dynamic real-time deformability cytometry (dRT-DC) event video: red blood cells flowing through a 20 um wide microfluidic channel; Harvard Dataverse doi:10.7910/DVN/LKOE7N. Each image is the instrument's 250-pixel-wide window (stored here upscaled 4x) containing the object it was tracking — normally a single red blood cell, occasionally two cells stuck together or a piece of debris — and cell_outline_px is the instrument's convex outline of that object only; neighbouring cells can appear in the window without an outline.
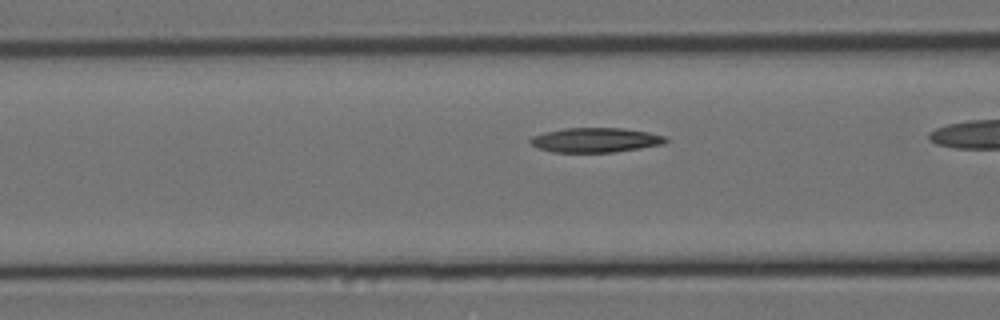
{"species": "Egyptian fruit bat (a non-hibernating species)", "species_latin": "Rousettus aegyptiacus", "temperature_condition": "cold", "stored_images_in_passage": 40, "camera_frame_rate_fps": 3000, "um_per_image_px": 0.085, "animal": {"sex": "female"}, "frame": {"image": 1, "passage_image": 18, "time_ms": 5.667, "image_size_px": [1000, 320], "cell_outline_px": [[668, 140], [664, 144], [616, 152], [552, 152], [540, 148], [532, 144], [528, 140], [532, 136], [544, 132], [564, 128], [624, 128], [648, 132], [664, 136]], "centroid_in_image_um": [50.62, 11.9], "position_along_channel_um": 116.0, "area_um2": 19.36}}
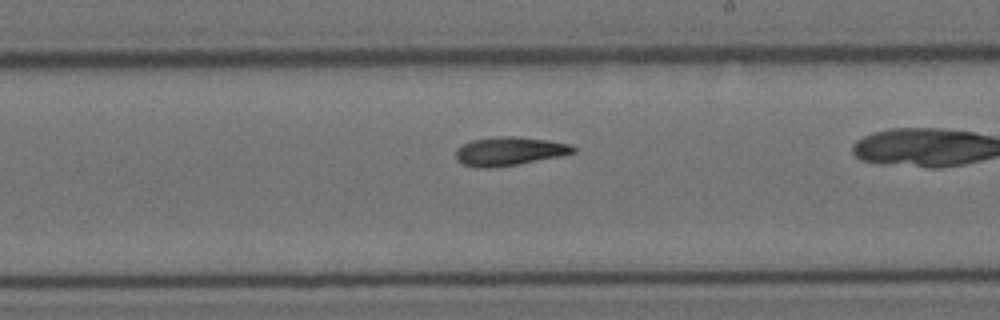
{"frame": {"image": 2, "passage_image": 29, "time_ms": 9.333, "image_size_px": [1000, 320], "cell_outline_px": [[576, 152], [560, 156], [516, 164], [488, 168], [476, 168], [460, 164], [456, 160], [456, 148], [472, 140], [500, 136], [512, 136], [548, 140], [568, 144], [576, 148]], "centroid_in_image_um": [43.24, 12.86], "position_along_channel_um": 245.8, "area_um2": 19.48}}
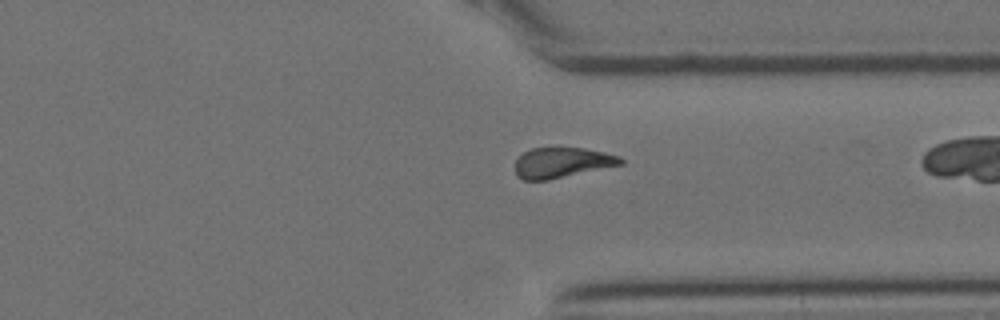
{"frame": {"image": 3, "passage_image": 39, "time_ms": 12.667, "image_size_px": [1000, 320], "cell_outline_px": [[624, 164], [548, 180], [524, 180], [516, 176], [516, 160], [524, 152], [532, 148], [584, 148], [604, 152], [620, 156], [624, 160]], "centroid_in_image_um": [47.79, 13.83], "position_along_channel_um": 363.6, "area_um2": 18.61}}